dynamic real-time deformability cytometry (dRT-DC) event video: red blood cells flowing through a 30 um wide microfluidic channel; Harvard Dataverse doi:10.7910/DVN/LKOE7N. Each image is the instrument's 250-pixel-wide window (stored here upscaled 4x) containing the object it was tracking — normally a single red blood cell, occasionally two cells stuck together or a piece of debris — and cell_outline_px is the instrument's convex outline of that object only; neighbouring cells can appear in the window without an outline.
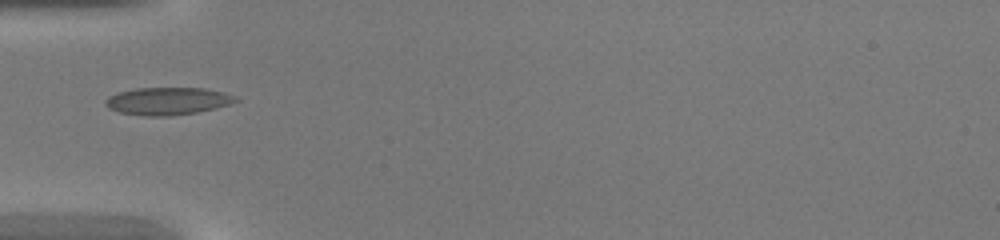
{"species": "common noctule bat (a hibernating species)", "species_latin": "Nyctalus noctula", "temperature_condition": "warm", "stored_images_in_passage": 26, "camera_frame_rate_fps": 3000, "um_per_image_px": 0.085, "animal": {"sex": "female", "body_mass_g": 20.0, "forearm_length_mm": 54.0}, "frame": {"image": 1, "passage_image": 1, "time_ms": 0.0, "image_size_px": [1000, 240], "cell_outline_px": [[240, 100], [216, 108], [196, 112], [172, 116], [144, 116], [120, 112], [108, 108], [104, 104], [104, 100], [108, 96], [116, 92], [136, 88], [204, 88], [224, 92], [236, 96]], "centroid_in_image_um": [14.22, 8.59], "position_along_channel_um": 70.8, "area_um2": 21.04}}
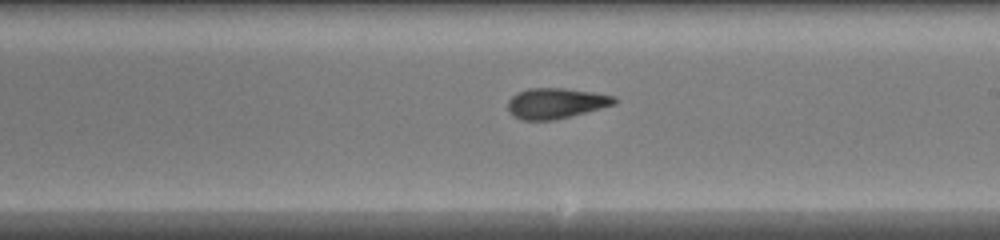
{"frame": {"image": 2, "passage_image": 12, "time_ms": 3.667, "image_size_px": [1000, 240], "cell_outline_px": [[616, 104], [552, 120], [520, 120], [512, 116], [508, 112], [508, 100], [516, 92], [528, 88], [564, 88], [592, 92], [616, 96]], "centroid_in_image_um": [47.19, 8.77], "position_along_channel_um": 241.8, "area_um2": 18.9}}
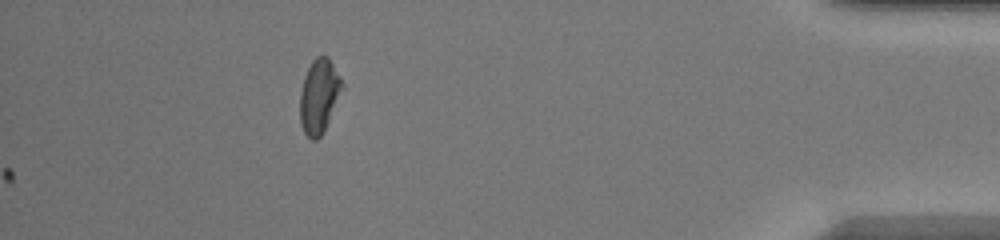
{"frame": {"image": 3, "passage_image": 26, "time_ms": 8.333, "image_size_px": [1000, 240], "cell_outline_px": [[344, 88], [324, 132], [316, 140], [312, 140], [304, 132], [300, 124], [300, 92], [304, 76], [312, 60], [316, 56], [328, 56], [340, 76], [344, 84]], "centroid_in_image_um": [27.14, 8.17], "position_along_channel_um": 408.1, "area_um2": 18.44}}